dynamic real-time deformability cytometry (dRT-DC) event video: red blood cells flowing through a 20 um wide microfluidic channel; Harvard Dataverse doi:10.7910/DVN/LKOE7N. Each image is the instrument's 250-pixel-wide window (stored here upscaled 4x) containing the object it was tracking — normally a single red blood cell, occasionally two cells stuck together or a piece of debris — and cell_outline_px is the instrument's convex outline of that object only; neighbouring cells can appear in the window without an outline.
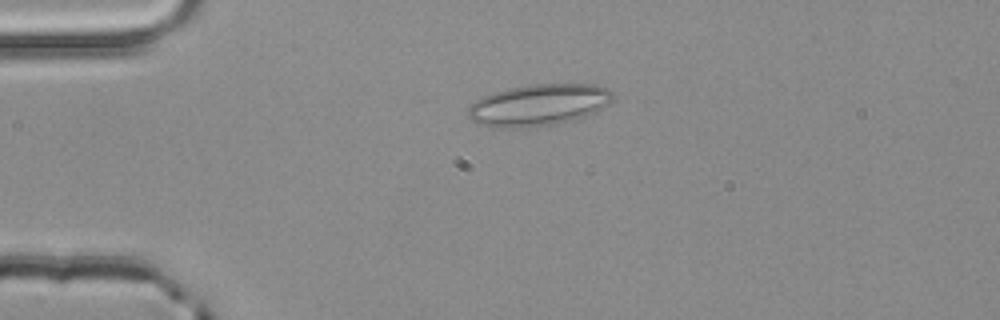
{"species": "common noctule bat (a hibernating species)", "species_latin": "Nyctalus noctula", "temperature_condition": "room temperature", "stored_images_in_passage": 3, "camera_frame_rate_fps": 3000, "um_per_image_px": 0.085, "animal": {"sex": "male", "body_mass_g": 20.4}, "frame": {"image": 1, "passage_image": 2, "time_ms": 0.333, "image_size_px": [1000, 320], "cell_outline_px": [[612, 100], [608, 104], [596, 112], [572, 120], [548, 124], [516, 128], [488, 128], [476, 124], [468, 116], [468, 108], [476, 100], [484, 96], [508, 88], [532, 84], [596, 84], [608, 88], [612, 92]], "centroid_in_image_um": [45.76, 8.92], "position_along_channel_um": 39.2, "area_um2": 35.03}}